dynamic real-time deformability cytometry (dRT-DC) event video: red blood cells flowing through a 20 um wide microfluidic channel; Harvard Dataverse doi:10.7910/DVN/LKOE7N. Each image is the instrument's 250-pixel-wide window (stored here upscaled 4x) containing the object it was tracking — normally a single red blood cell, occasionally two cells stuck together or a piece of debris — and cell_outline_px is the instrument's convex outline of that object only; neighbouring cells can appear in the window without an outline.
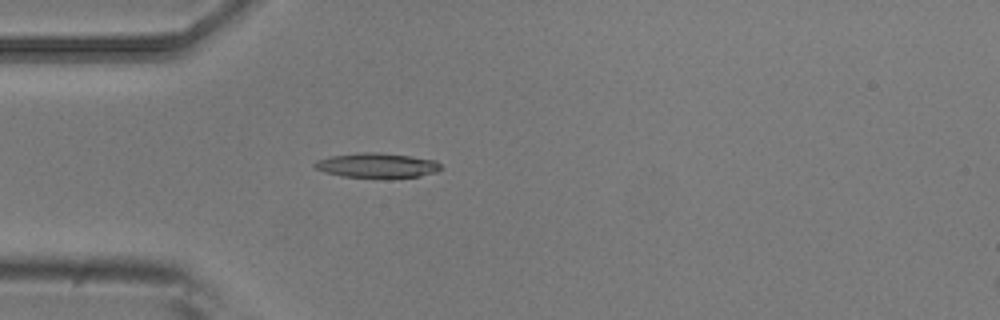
{"species": "common noctule bat (a hibernating species)", "species_latin": "Nyctalus noctula", "temperature_condition": "room temperature", "stored_images_in_passage": 4, "camera_frame_rate_fps": 3000, "um_per_image_px": 0.085, "animal": {"sex": "male", "body_mass_g": 20.5, "forearm_length_mm": 52.5}, "frame": {"image": 1, "passage_image": 4, "time_ms": 1.0, "image_size_px": [1000, 320], "cell_outline_px": [[440, 168], [436, 172], [420, 176], [388, 180], [384, 180], [344, 176], [324, 172], [316, 168], [312, 164], [316, 160], [332, 156], [356, 152], [376, 152], [408, 156], [436, 160], [440, 164]], "centroid_in_image_um": [32.04, 14.09], "position_along_channel_um": 53.0, "area_um2": 18.73}}